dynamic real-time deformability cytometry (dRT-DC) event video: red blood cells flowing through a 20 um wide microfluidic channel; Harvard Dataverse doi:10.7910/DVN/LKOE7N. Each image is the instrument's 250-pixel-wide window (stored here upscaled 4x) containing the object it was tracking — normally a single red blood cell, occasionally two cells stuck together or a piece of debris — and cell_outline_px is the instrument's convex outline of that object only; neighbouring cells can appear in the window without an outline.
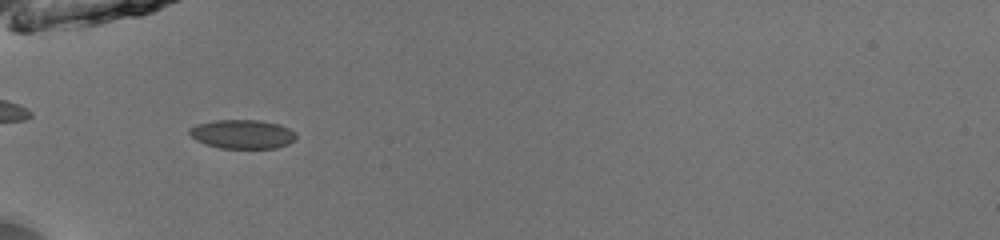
{"species": "common noctule bat (a hibernating species)", "species_latin": "Nyctalus noctula", "temperature_condition": "room temperature", "stored_images_in_passage": 34, "camera_frame_rate_fps": 3000, "um_per_image_px": 0.085, "animal": {"sex": "male", "body_mass_g": 13.0, "forearm_length_mm": 53.1}, "frame": {"image": 1, "passage_image": 1, "time_ms": 0.0, "image_size_px": [1000, 240], "cell_outline_px": [[296, 140], [288, 144], [276, 148], [220, 148], [204, 144], [196, 140], [188, 132], [188, 128], [196, 124], [216, 120], [260, 120], [276, 124], [288, 128], [296, 132]], "centroid_in_image_um": [20.59, 11.4], "position_along_channel_um": 64.4, "area_um2": 18.09}}
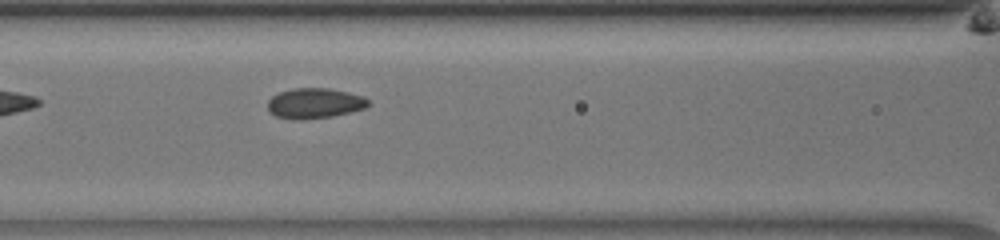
{"frame": {"image": 2, "passage_image": 7, "time_ms": 2.0, "image_size_px": [1000, 240], "cell_outline_px": [[372, 104], [364, 108], [332, 116], [300, 120], [292, 120], [276, 116], [268, 112], [268, 100], [272, 96], [280, 92], [292, 88], [328, 88], [348, 92], [364, 96]], "centroid_in_image_um": [26.73, 8.78], "position_along_channel_um": 139.9, "area_um2": 17.86}}
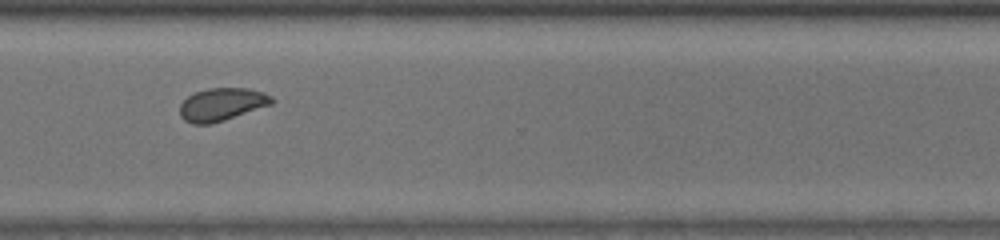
{"frame": {"image": 3, "passage_image": 23, "time_ms": 7.333, "image_size_px": [1000, 240], "cell_outline_px": [[276, 100], [272, 104], [212, 124], [192, 124], [184, 120], [180, 116], [180, 104], [188, 96], [196, 92], [208, 88], [248, 88], [264, 92], [272, 96]], "centroid_in_image_um": [18.87, 8.87], "position_along_channel_um": 351.7, "area_um2": 17.63}, "authors_computed_cell_mechanics": {"area_um2": 17.5134, "velocity_mm_per_s": 3.9784, "shape_relaxation_time_tau1_ms": 4.2249, "shape_relaxation_time_tau2_ms": 0.6831, "deformation_change_tau1": 0.0824, "deformation_change_tau2": 0.0448}}